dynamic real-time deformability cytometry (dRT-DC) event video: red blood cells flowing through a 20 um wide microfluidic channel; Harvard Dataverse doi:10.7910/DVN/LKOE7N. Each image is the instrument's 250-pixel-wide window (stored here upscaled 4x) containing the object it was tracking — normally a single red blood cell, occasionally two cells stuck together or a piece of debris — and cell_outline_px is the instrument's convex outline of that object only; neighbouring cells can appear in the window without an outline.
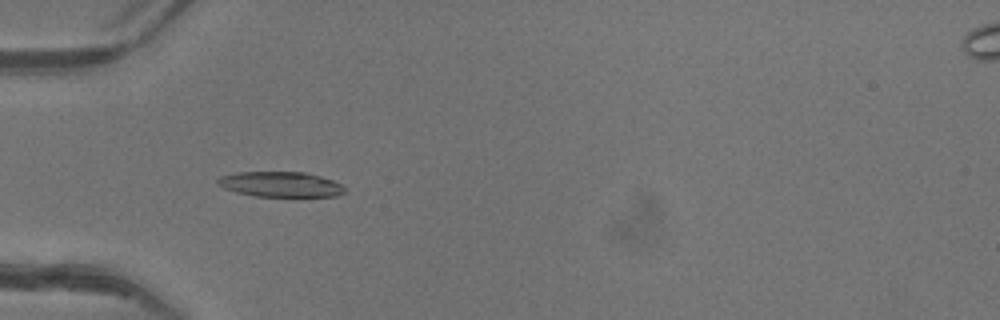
{"species": "common noctule bat (a hibernating species)", "species_latin": "Nyctalus noctula", "temperature_condition": "warm", "stored_images_in_passage": 52, "camera_frame_rate_fps": 3000, "um_per_image_px": 0.085, "animal": {"sex": "female"}, "frame": {"image": 1, "passage_image": 18, "time_ms": 5.667, "image_size_px": [1000, 320], "cell_outline_px": [[344, 192], [336, 196], [256, 196], [236, 192], [224, 188], [216, 184], [216, 180], [220, 176], [236, 172], [304, 172], [320, 176], [332, 180], [340, 184], [344, 188]], "centroid_in_image_um": [23.79, 15.66], "position_along_channel_um": 61.2, "area_um2": 18.55}}
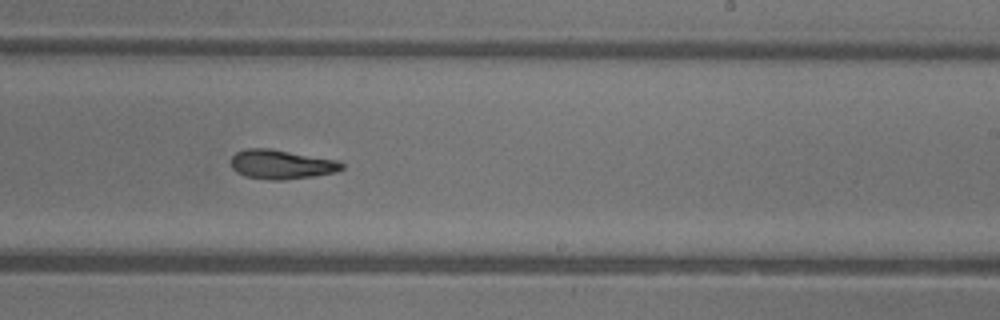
{"frame": {"image": 2, "passage_image": 33, "time_ms": 10.667, "image_size_px": [1000, 320], "cell_outline_px": [[344, 168], [336, 172], [312, 176], [284, 180], [268, 180], [244, 176], [236, 172], [232, 168], [232, 156], [236, 152], [244, 148], [272, 148], [340, 160], [344, 164]], "centroid_in_image_um": [23.94, 13.96], "position_along_channel_um": 265.1, "area_um2": 19.25}}
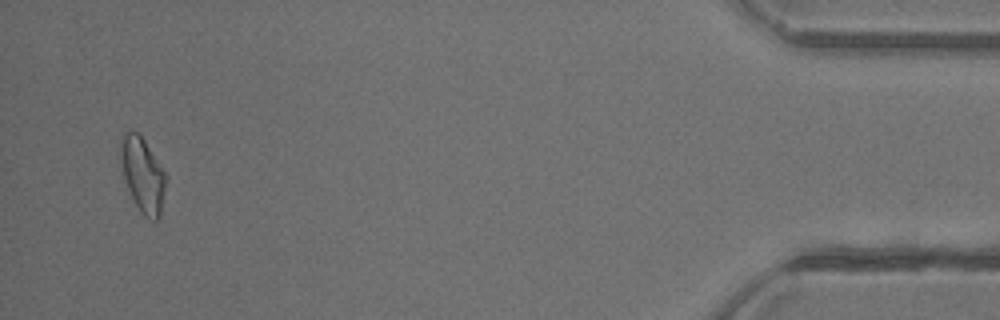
{"frame": {"image": 3, "passage_image": 50, "time_ms": 16.333, "image_size_px": [1000, 320], "cell_outline_px": [[168, 180], [160, 216], [156, 220], [152, 220], [144, 216], [140, 212], [124, 180], [120, 156], [120, 148], [124, 132], [136, 132], [144, 140], [168, 176]], "centroid_in_image_um": [12.17, 14.9], "position_along_channel_um": 423.0, "area_um2": 19.65}, "authors_computed_cell_mechanics": {"area_um2": 19.2185, "velocity_mm_per_s": 4.1716, "shape_relaxation_time_tau1_ms": 5.2186, "shape_relaxation_time_tau2_ms": 9.7145, "deformation_change_tau1": 0.1639, "deformation_change_tau2": 0.2145}}